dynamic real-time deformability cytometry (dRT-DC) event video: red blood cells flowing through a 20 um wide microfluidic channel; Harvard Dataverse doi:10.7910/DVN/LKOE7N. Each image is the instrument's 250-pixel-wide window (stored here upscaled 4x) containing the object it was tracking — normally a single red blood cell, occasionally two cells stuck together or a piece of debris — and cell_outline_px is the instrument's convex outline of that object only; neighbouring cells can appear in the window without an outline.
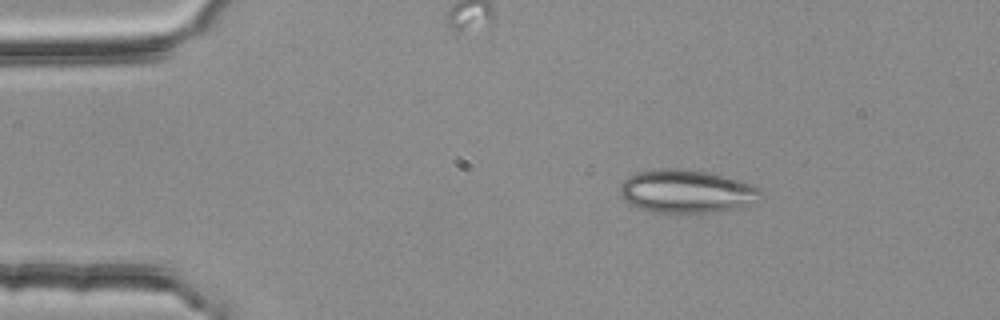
{"species": "common noctule bat (a hibernating species)", "species_latin": "Nyctalus noctula", "temperature_condition": "room temperature", "stored_images_in_passage": 3, "camera_frame_rate_fps": 3000, "um_per_image_px": 0.085, "animal": {"sex": "female", "body_mass_g": 25.1}, "frame": {"image": 1, "passage_image": 1, "time_ms": 0.0, "image_size_px": [1000, 320], "cell_outline_px": [[760, 192], [748, 204], [736, 208], [716, 212], [652, 212], [628, 204], [620, 196], [620, 184], [628, 176], [636, 172], [672, 168], [680, 168], [708, 172], [724, 176], [760, 188]], "centroid_in_image_um": [58.24, 16.26], "position_along_channel_um": 26.8, "area_um2": 34.8}}